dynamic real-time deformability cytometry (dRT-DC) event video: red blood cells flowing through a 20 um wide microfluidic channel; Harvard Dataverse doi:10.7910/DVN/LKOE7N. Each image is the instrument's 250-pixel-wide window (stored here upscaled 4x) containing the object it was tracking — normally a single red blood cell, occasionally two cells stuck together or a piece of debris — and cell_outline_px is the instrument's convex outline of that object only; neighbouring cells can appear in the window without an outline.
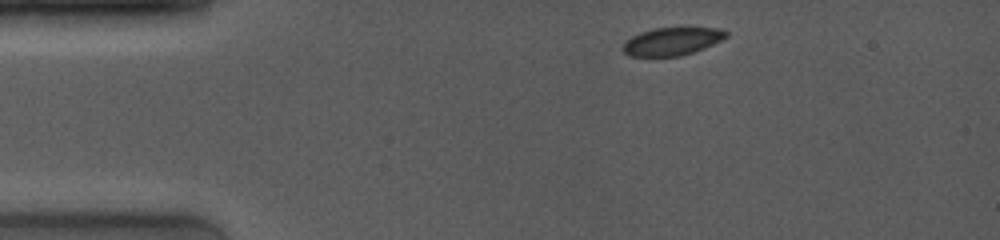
{"species": "common noctule bat (a hibernating species)", "species_latin": "Nyctalus noctula", "temperature_condition": "room temperature", "stored_images_in_passage": 4, "camera_frame_rate_fps": 4000, "um_per_image_px": 0.085, "animal": {"sex": "female", "body_mass_g": 19.0, "forearm_length_mm": 53.3}, "frame": {"image": 1, "passage_image": 1, "time_ms": 0.0, "image_size_px": [1000, 240], "cell_outline_px": [[728, 36], [704, 48], [680, 56], [628, 56], [620, 48], [624, 40], [640, 32], [652, 28], [724, 28], [728, 32]], "centroid_in_image_um": [57.07, 3.51], "position_along_channel_um": 27.9, "area_um2": 16.88}}
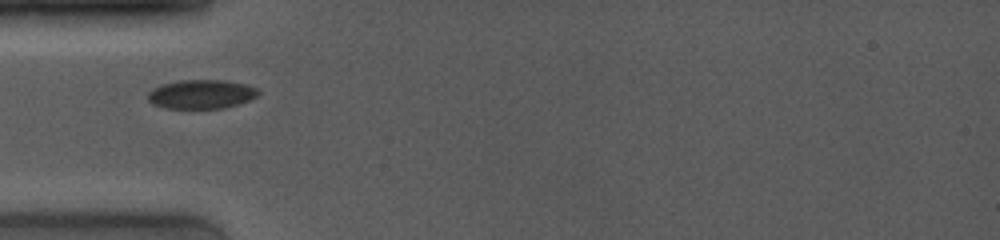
{"frame": {"image": 2, "passage_image": 3, "time_ms": 2.5, "image_size_px": [1000, 240], "cell_outline_px": [[260, 92], [256, 96], [248, 100], [224, 108], [164, 108], [152, 104], [148, 100], [148, 92], [152, 88], [164, 84], [180, 80], [224, 80], [244, 84], [256, 88]], "centroid_in_image_um": [17.07, 8.0], "position_along_channel_um": 67.9, "area_um2": 18.5}}